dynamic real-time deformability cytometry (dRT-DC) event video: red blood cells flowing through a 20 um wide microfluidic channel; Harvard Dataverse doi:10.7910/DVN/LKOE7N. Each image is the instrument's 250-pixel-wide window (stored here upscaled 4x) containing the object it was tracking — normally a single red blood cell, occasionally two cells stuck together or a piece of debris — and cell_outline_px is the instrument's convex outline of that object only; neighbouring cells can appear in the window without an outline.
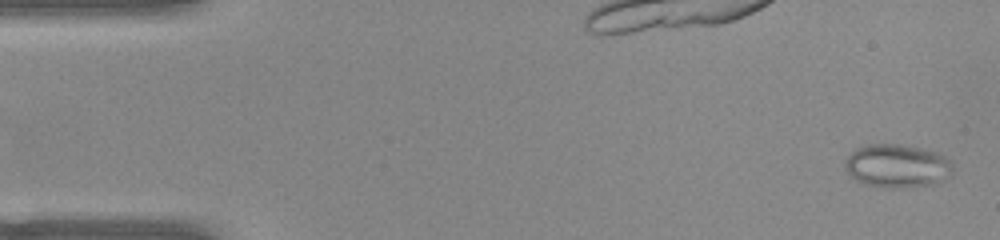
{"species": "common noctule bat (a hibernating species)", "species_latin": "Nyctalus noctula", "temperature_condition": "warm", "stored_images_in_passage": 51, "camera_frame_rate_fps": 3000, "um_per_image_px": 0.085, "animal": {"sex": "female", "body_mass_g": 22.0, "forearm_length_mm": 56.7}, "frame": {"image": 1, "passage_image": 2, "time_ms": 0.333, "image_size_px": [1000, 240], "cell_outline_px": [[952, 172], [940, 180], [932, 184], [900, 188], [880, 188], [864, 184], [856, 180], [844, 168], [844, 160], [856, 148], [868, 144], [900, 144], [924, 148], [936, 152], [952, 160]], "centroid_in_image_um": [76.22, 14.09], "position_along_channel_um": 8.8, "area_um2": 27.4}}
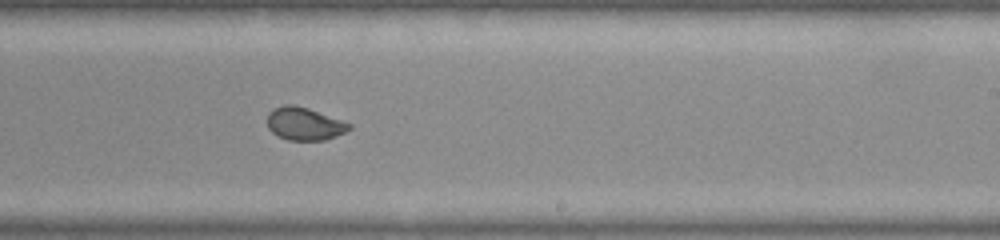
{"frame": {"image": 2, "passage_image": 31, "time_ms": 10.0, "image_size_px": [1000, 240], "cell_outline_px": [[352, 128], [336, 136], [324, 140], [288, 140], [276, 136], [268, 128], [268, 112], [272, 108], [284, 104], [292, 104], [308, 108], [352, 124]], "centroid_in_image_um": [25.84, 10.52], "position_along_channel_um": 263.2, "area_um2": 15.72}}
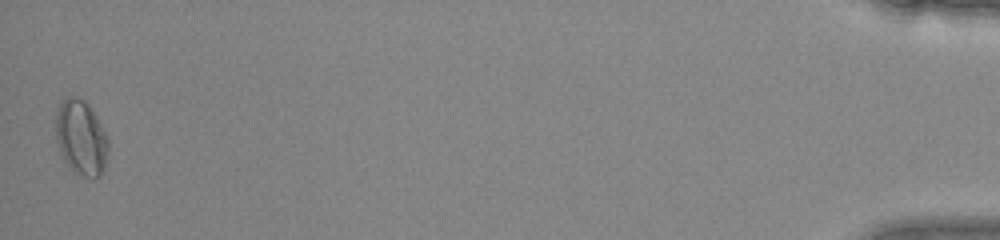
{"frame": {"image": 3, "passage_image": 51, "time_ms": 16.667, "image_size_px": [1000, 240], "cell_outline_px": [[108, 148], [104, 164], [100, 176], [92, 180], [80, 176], [60, 156], [56, 140], [56, 112], [60, 104], [68, 96], [76, 96], [84, 100], [88, 104], [96, 116], [108, 140]], "centroid_in_image_um": [6.87, 11.72], "position_along_channel_um": 428.3, "area_um2": 22.89}}